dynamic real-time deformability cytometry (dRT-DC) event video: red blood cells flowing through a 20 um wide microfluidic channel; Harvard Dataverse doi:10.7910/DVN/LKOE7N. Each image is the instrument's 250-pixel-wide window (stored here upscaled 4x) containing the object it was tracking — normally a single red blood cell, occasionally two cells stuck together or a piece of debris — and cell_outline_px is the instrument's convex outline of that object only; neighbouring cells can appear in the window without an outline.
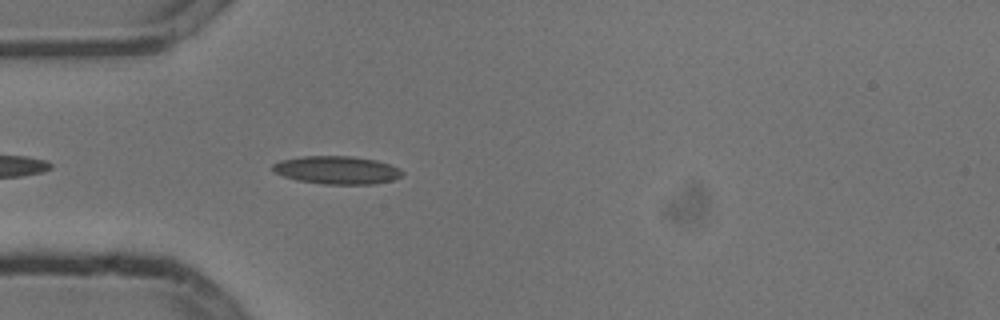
{"species": "common noctule bat (a hibernating species)", "species_latin": "Nyctalus noctula", "temperature_condition": "cold", "stored_images_in_passage": 5, "camera_frame_rate_fps": 3000, "um_per_image_px": 0.085, "animal": {"sex": "male", "body_mass_g": 13.3}, "frame": {"image": 1, "passage_image": 5, "time_ms": 1.333, "image_size_px": [1000, 320], "cell_outline_px": [[404, 172], [400, 176], [392, 180], [376, 184], [324, 184], [296, 180], [284, 176], [276, 172], [272, 168], [272, 164], [280, 160], [304, 156], [352, 156], [376, 160], [388, 164]], "centroid_in_image_um": [28.62, 14.45], "position_along_channel_um": 56.4, "area_um2": 20.98}}